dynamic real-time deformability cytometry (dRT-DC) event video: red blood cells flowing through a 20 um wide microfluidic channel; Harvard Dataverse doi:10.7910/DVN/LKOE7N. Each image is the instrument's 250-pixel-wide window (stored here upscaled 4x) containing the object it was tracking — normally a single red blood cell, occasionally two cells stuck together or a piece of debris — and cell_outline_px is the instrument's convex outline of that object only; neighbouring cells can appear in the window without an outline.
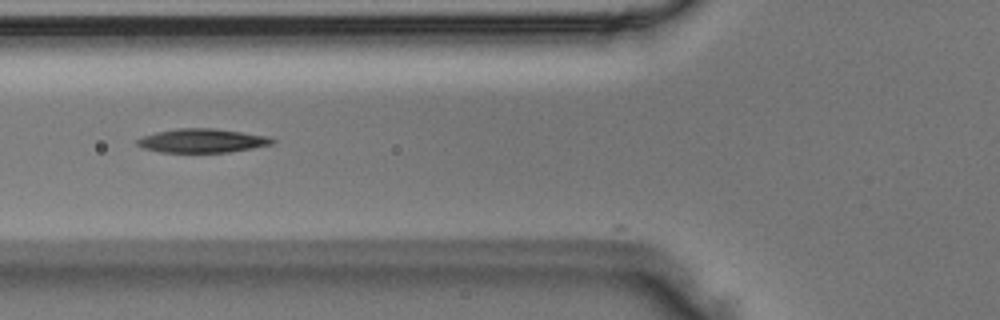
{"species": "Egyptian fruit bat (a non-hibernating species)", "species_latin": "Rousettus aegyptiacus", "temperature_condition": "room temperature", "stored_images_in_passage": 34, "camera_frame_rate_fps": 3000, "um_per_image_px": 0.085, "animal": {"sex": "male"}, "frame": {"image": 1, "passage_image": 3, "time_ms": 0.667, "image_size_px": [1000, 320], "cell_outline_px": [[276, 140], [272, 144], [252, 148], [228, 152], [160, 152], [144, 148], [136, 144], [136, 140], [144, 136], [156, 132], [176, 128], [212, 128], [268, 136]], "centroid_in_image_um": [17.17, 11.95], "position_along_channel_um": 108.6, "area_um2": 18.61}}
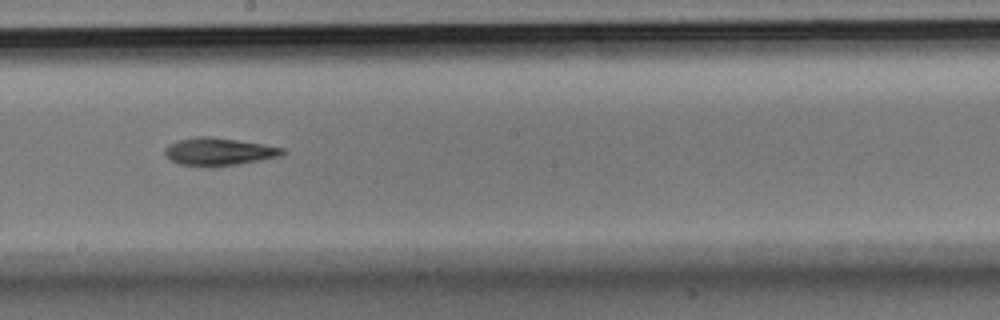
{"frame": {"image": 2, "passage_image": 12, "time_ms": 3.667, "image_size_px": [1000, 320], "cell_outline_px": [[288, 152], [280, 156], [260, 160], [212, 168], [208, 168], [180, 164], [164, 156], [164, 148], [168, 144], [180, 140], [196, 136], [208, 136], [236, 140], [284, 148]], "centroid_in_image_um": [18.56, 12.91], "position_along_channel_um": 229.6, "area_um2": 19.07}}
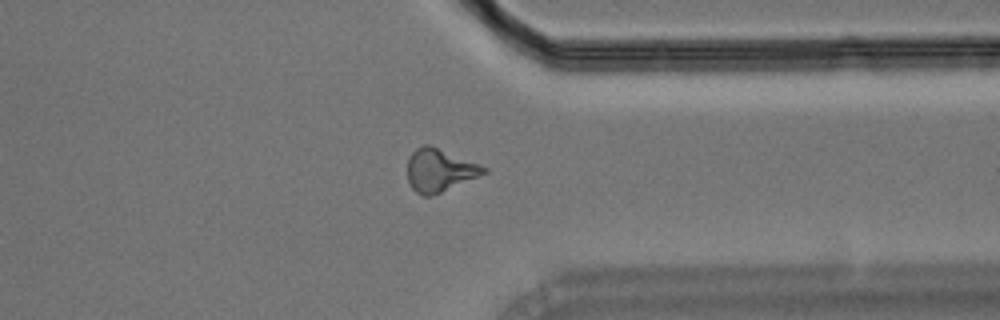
{"frame": {"image": 3, "passage_image": 23, "time_ms": 7.333, "image_size_px": [1000, 320], "cell_outline_px": [[488, 172], [432, 196], [424, 196], [416, 192], [412, 188], [408, 180], [408, 156], [416, 148], [424, 144], [428, 144], [480, 164], [488, 168]], "centroid_in_image_um": [37.36, 14.47], "position_along_channel_um": 374.0, "area_um2": 18.96}}